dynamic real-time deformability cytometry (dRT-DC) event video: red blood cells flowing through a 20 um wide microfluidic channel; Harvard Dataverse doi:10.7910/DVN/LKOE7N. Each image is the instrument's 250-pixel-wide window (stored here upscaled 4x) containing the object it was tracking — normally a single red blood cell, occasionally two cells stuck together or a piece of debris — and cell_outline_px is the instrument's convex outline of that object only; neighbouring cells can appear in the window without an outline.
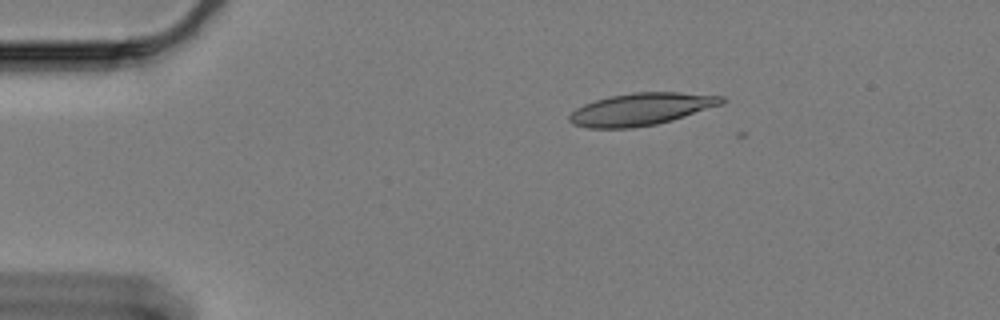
{"species": "Egyptian fruit bat (a non-hibernating species)", "species_latin": "Rousettus aegyptiacus", "temperature_condition": "cold", "stored_images_in_passage": 6, "camera_frame_rate_fps": 3000, "um_per_image_px": 0.085, "animal": {"sex": "female"}, "frame": {"image": 1, "passage_image": 1, "time_ms": 0.0, "image_size_px": [1000, 320], "cell_outline_px": [[728, 100], [724, 104], [672, 120], [656, 124], [632, 128], [588, 128], [572, 124], [568, 120], [568, 116], [576, 108], [584, 104], [608, 96], [632, 92], [680, 92], [724, 96]], "centroid_in_image_um": [54.52, 9.27], "position_along_channel_um": 30.5, "area_um2": 28.9}}